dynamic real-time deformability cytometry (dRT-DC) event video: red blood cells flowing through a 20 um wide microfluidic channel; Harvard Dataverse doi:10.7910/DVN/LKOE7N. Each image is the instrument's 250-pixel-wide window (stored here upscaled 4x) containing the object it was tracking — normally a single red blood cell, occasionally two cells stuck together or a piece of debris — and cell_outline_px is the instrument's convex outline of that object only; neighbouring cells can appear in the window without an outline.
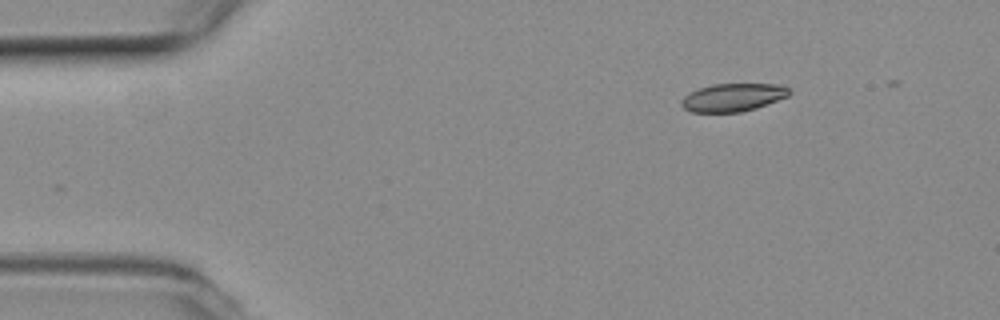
{"species": "common noctule bat (a hibernating species)", "species_latin": "Nyctalus noctula", "temperature_condition": "room temperature", "stored_images_in_passage": 47, "camera_frame_rate_fps": 3000, "um_per_image_px": 0.085, "animal": {"sex": "female", "body_mass_g": 19.3, "forearm_length_mm": 54.1}, "frame": {"image": 1, "passage_image": 1, "time_ms": 0.0, "image_size_px": [1000, 320], "cell_outline_px": [[792, 92], [788, 96], [756, 108], [740, 112], [692, 112], [684, 108], [680, 104], [680, 100], [684, 96], [700, 88], [712, 84], [772, 84], [788, 88]], "centroid_in_image_um": [62.28, 8.28], "position_along_channel_um": 22.7, "area_um2": 17.4}}
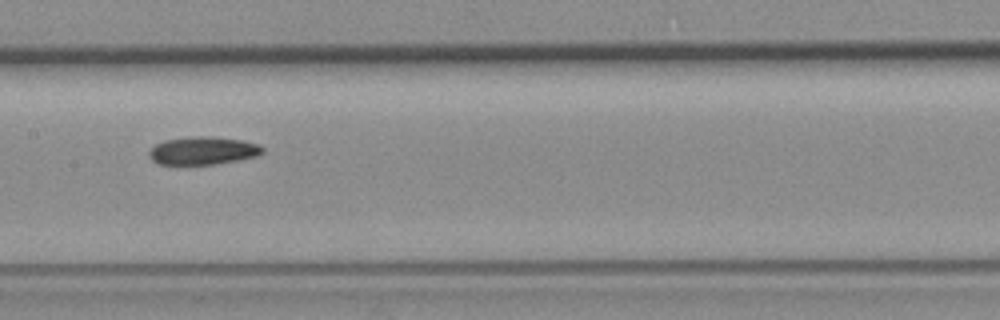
{"frame": {"image": 2, "passage_image": 20, "time_ms": 6.333, "image_size_px": [1000, 320], "cell_outline_px": [[264, 152], [256, 156], [216, 164], [156, 164], [148, 156], [148, 152], [156, 144], [164, 140], [192, 136], [212, 136], [240, 140], [256, 144], [264, 148]], "centroid_in_image_um": [17.21, 12.8], "position_along_channel_um": 190.2, "area_um2": 18.38}}
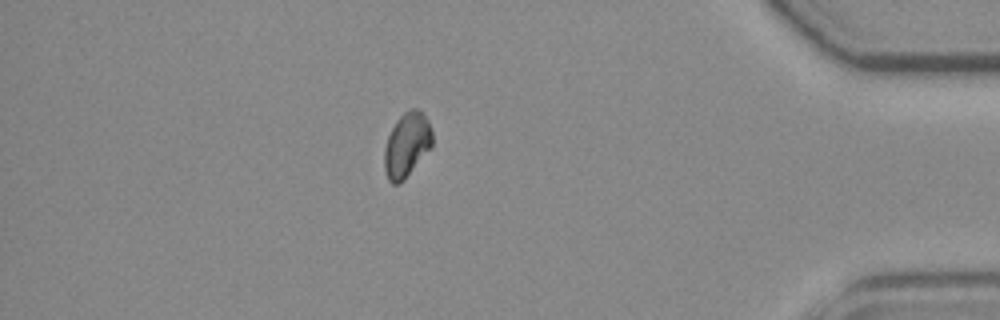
{"frame": {"image": 3, "passage_image": 40, "time_ms": 13.0, "image_size_px": [1000, 320], "cell_outline_px": [[432, 144], [404, 180], [400, 184], [392, 184], [388, 180], [384, 168], [384, 148], [388, 136], [396, 120], [408, 108], [420, 108], [424, 112], [428, 120], [432, 132]], "centroid_in_image_um": [34.56, 12.28], "position_along_channel_um": 400.6, "area_um2": 18.03}}